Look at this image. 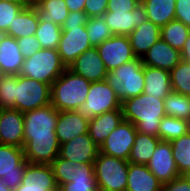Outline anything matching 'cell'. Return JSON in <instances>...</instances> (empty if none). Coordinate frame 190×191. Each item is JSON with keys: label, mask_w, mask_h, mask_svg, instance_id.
<instances>
[{"label": "cell", "mask_w": 190, "mask_h": 191, "mask_svg": "<svg viewBox=\"0 0 190 191\" xmlns=\"http://www.w3.org/2000/svg\"><path fill=\"white\" fill-rule=\"evenodd\" d=\"M17 75L0 74V109H15Z\"/></svg>", "instance_id": "38"}, {"label": "cell", "mask_w": 190, "mask_h": 191, "mask_svg": "<svg viewBox=\"0 0 190 191\" xmlns=\"http://www.w3.org/2000/svg\"><path fill=\"white\" fill-rule=\"evenodd\" d=\"M137 129L132 122L123 120L99 147V152L128 161Z\"/></svg>", "instance_id": "11"}, {"label": "cell", "mask_w": 190, "mask_h": 191, "mask_svg": "<svg viewBox=\"0 0 190 191\" xmlns=\"http://www.w3.org/2000/svg\"><path fill=\"white\" fill-rule=\"evenodd\" d=\"M106 24L114 35L128 36L135 27L148 20L145 8L140 2L132 12H106L103 15Z\"/></svg>", "instance_id": "18"}, {"label": "cell", "mask_w": 190, "mask_h": 191, "mask_svg": "<svg viewBox=\"0 0 190 191\" xmlns=\"http://www.w3.org/2000/svg\"><path fill=\"white\" fill-rule=\"evenodd\" d=\"M40 21L39 13L32 4L25 7L14 19L12 26L6 32V35L15 39L34 36Z\"/></svg>", "instance_id": "26"}, {"label": "cell", "mask_w": 190, "mask_h": 191, "mask_svg": "<svg viewBox=\"0 0 190 191\" xmlns=\"http://www.w3.org/2000/svg\"><path fill=\"white\" fill-rule=\"evenodd\" d=\"M1 2H13L16 4H22L25 7H28L33 4V0H0Z\"/></svg>", "instance_id": "49"}, {"label": "cell", "mask_w": 190, "mask_h": 191, "mask_svg": "<svg viewBox=\"0 0 190 191\" xmlns=\"http://www.w3.org/2000/svg\"><path fill=\"white\" fill-rule=\"evenodd\" d=\"M14 191H58L51 165L28 162L22 183Z\"/></svg>", "instance_id": "14"}, {"label": "cell", "mask_w": 190, "mask_h": 191, "mask_svg": "<svg viewBox=\"0 0 190 191\" xmlns=\"http://www.w3.org/2000/svg\"><path fill=\"white\" fill-rule=\"evenodd\" d=\"M58 191H98L94 163L76 162V174L73 182L60 185Z\"/></svg>", "instance_id": "28"}, {"label": "cell", "mask_w": 190, "mask_h": 191, "mask_svg": "<svg viewBox=\"0 0 190 191\" xmlns=\"http://www.w3.org/2000/svg\"><path fill=\"white\" fill-rule=\"evenodd\" d=\"M91 82L66 68L51 84V104L58 111H72L85 102Z\"/></svg>", "instance_id": "3"}, {"label": "cell", "mask_w": 190, "mask_h": 191, "mask_svg": "<svg viewBox=\"0 0 190 191\" xmlns=\"http://www.w3.org/2000/svg\"><path fill=\"white\" fill-rule=\"evenodd\" d=\"M96 48L108 72L137 58L133 53L128 36L114 35Z\"/></svg>", "instance_id": "12"}, {"label": "cell", "mask_w": 190, "mask_h": 191, "mask_svg": "<svg viewBox=\"0 0 190 191\" xmlns=\"http://www.w3.org/2000/svg\"><path fill=\"white\" fill-rule=\"evenodd\" d=\"M24 8L22 4L0 1V34H6L14 19Z\"/></svg>", "instance_id": "40"}, {"label": "cell", "mask_w": 190, "mask_h": 191, "mask_svg": "<svg viewBox=\"0 0 190 191\" xmlns=\"http://www.w3.org/2000/svg\"><path fill=\"white\" fill-rule=\"evenodd\" d=\"M88 16L85 12H69L62 26H83L87 24Z\"/></svg>", "instance_id": "46"}, {"label": "cell", "mask_w": 190, "mask_h": 191, "mask_svg": "<svg viewBox=\"0 0 190 191\" xmlns=\"http://www.w3.org/2000/svg\"><path fill=\"white\" fill-rule=\"evenodd\" d=\"M69 12H84L86 0H64Z\"/></svg>", "instance_id": "47"}, {"label": "cell", "mask_w": 190, "mask_h": 191, "mask_svg": "<svg viewBox=\"0 0 190 191\" xmlns=\"http://www.w3.org/2000/svg\"><path fill=\"white\" fill-rule=\"evenodd\" d=\"M161 38V28L151 21H145L141 26L135 27L128 39L133 53L142 58L146 52Z\"/></svg>", "instance_id": "23"}, {"label": "cell", "mask_w": 190, "mask_h": 191, "mask_svg": "<svg viewBox=\"0 0 190 191\" xmlns=\"http://www.w3.org/2000/svg\"><path fill=\"white\" fill-rule=\"evenodd\" d=\"M62 34L58 44V53L62 63L68 68L76 58L92 48L85 25L61 26Z\"/></svg>", "instance_id": "10"}, {"label": "cell", "mask_w": 190, "mask_h": 191, "mask_svg": "<svg viewBox=\"0 0 190 191\" xmlns=\"http://www.w3.org/2000/svg\"><path fill=\"white\" fill-rule=\"evenodd\" d=\"M59 111L50 103L24 112V156L29 163L50 165L59 155L55 133Z\"/></svg>", "instance_id": "1"}, {"label": "cell", "mask_w": 190, "mask_h": 191, "mask_svg": "<svg viewBox=\"0 0 190 191\" xmlns=\"http://www.w3.org/2000/svg\"><path fill=\"white\" fill-rule=\"evenodd\" d=\"M164 110L166 116L190 122V96L172 91L164 98Z\"/></svg>", "instance_id": "33"}, {"label": "cell", "mask_w": 190, "mask_h": 191, "mask_svg": "<svg viewBox=\"0 0 190 191\" xmlns=\"http://www.w3.org/2000/svg\"><path fill=\"white\" fill-rule=\"evenodd\" d=\"M172 154L178 172L181 174L190 168V131L171 141Z\"/></svg>", "instance_id": "36"}, {"label": "cell", "mask_w": 190, "mask_h": 191, "mask_svg": "<svg viewBox=\"0 0 190 191\" xmlns=\"http://www.w3.org/2000/svg\"><path fill=\"white\" fill-rule=\"evenodd\" d=\"M129 162L98 153L94 173L98 191H126Z\"/></svg>", "instance_id": "6"}, {"label": "cell", "mask_w": 190, "mask_h": 191, "mask_svg": "<svg viewBox=\"0 0 190 191\" xmlns=\"http://www.w3.org/2000/svg\"><path fill=\"white\" fill-rule=\"evenodd\" d=\"M190 131V122L172 116H164L159 123L158 137L161 141L171 142Z\"/></svg>", "instance_id": "31"}, {"label": "cell", "mask_w": 190, "mask_h": 191, "mask_svg": "<svg viewBox=\"0 0 190 191\" xmlns=\"http://www.w3.org/2000/svg\"><path fill=\"white\" fill-rule=\"evenodd\" d=\"M0 191H14V190L6 186L2 178H0Z\"/></svg>", "instance_id": "51"}, {"label": "cell", "mask_w": 190, "mask_h": 191, "mask_svg": "<svg viewBox=\"0 0 190 191\" xmlns=\"http://www.w3.org/2000/svg\"><path fill=\"white\" fill-rule=\"evenodd\" d=\"M180 176L190 183V168L182 172Z\"/></svg>", "instance_id": "50"}, {"label": "cell", "mask_w": 190, "mask_h": 191, "mask_svg": "<svg viewBox=\"0 0 190 191\" xmlns=\"http://www.w3.org/2000/svg\"><path fill=\"white\" fill-rule=\"evenodd\" d=\"M121 109V102L106 80L91 82L85 102L78 108L81 115L91 120L104 112Z\"/></svg>", "instance_id": "8"}, {"label": "cell", "mask_w": 190, "mask_h": 191, "mask_svg": "<svg viewBox=\"0 0 190 191\" xmlns=\"http://www.w3.org/2000/svg\"><path fill=\"white\" fill-rule=\"evenodd\" d=\"M144 74V94L164 99L173 90L170 81L169 71L143 66Z\"/></svg>", "instance_id": "24"}, {"label": "cell", "mask_w": 190, "mask_h": 191, "mask_svg": "<svg viewBox=\"0 0 190 191\" xmlns=\"http://www.w3.org/2000/svg\"><path fill=\"white\" fill-rule=\"evenodd\" d=\"M140 0H108L107 12H132Z\"/></svg>", "instance_id": "43"}, {"label": "cell", "mask_w": 190, "mask_h": 191, "mask_svg": "<svg viewBox=\"0 0 190 191\" xmlns=\"http://www.w3.org/2000/svg\"><path fill=\"white\" fill-rule=\"evenodd\" d=\"M66 66L62 63L58 50L41 49L33 56L25 58L19 73L36 81L51 84L64 72Z\"/></svg>", "instance_id": "5"}, {"label": "cell", "mask_w": 190, "mask_h": 191, "mask_svg": "<svg viewBox=\"0 0 190 191\" xmlns=\"http://www.w3.org/2000/svg\"><path fill=\"white\" fill-rule=\"evenodd\" d=\"M42 21L53 22L60 26L68 17L69 10L64 0H33Z\"/></svg>", "instance_id": "30"}, {"label": "cell", "mask_w": 190, "mask_h": 191, "mask_svg": "<svg viewBox=\"0 0 190 191\" xmlns=\"http://www.w3.org/2000/svg\"><path fill=\"white\" fill-rule=\"evenodd\" d=\"M143 66L141 58H136L108 72L106 81L121 103L144 92Z\"/></svg>", "instance_id": "4"}, {"label": "cell", "mask_w": 190, "mask_h": 191, "mask_svg": "<svg viewBox=\"0 0 190 191\" xmlns=\"http://www.w3.org/2000/svg\"><path fill=\"white\" fill-rule=\"evenodd\" d=\"M162 184L147 165L129 163L126 191H161Z\"/></svg>", "instance_id": "25"}, {"label": "cell", "mask_w": 190, "mask_h": 191, "mask_svg": "<svg viewBox=\"0 0 190 191\" xmlns=\"http://www.w3.org/2000/svg\"><path fill=\"white\" fill-rule=\"evenodd\" d=\"M24 57L15 38L0 34V74L19 75Z\"/></svg>", "instance_id": "21"}, {"label": "cell", "mask_w": 190, "mask_h": 191, "mask_svg": "<svg viewBox=\"0 0 190 191\" xmlns=\"http://www.w3.org/2000/svg\"><path fill=\"white\" fill-rule=\"evenodd\" d=\"M189 34L190 29L178 20H172L161 28V39L180 52Z\"/></svg>", "instance_id": "32"}, {"label": "cell", "mask_w": 190, "mask_h": 191, "mask_svg": "<svg viewBox=\"0 0 190 191\" xmlns=\"http://www.w3.org/2000/svg\"><path fill=\"white\" fill-rule=\"evenodd\" d=\"M58 187L67 182H73L76 174V162L57 156L50 164Z\"/></svg>", "instance_id": "39"}, {"label": "cell", "mask_w": 190, "mask_h": 191, "mask_svg": "<svg viewBox=\"0 0 190 191\" xmlns=\"http://www.w3.org/2000/svg\"><path fill=\"white\" fill-rule=\"evenodd\" d=\"M89 120L77 110L59 111L55 133L61 144L88 133Z\"/></svg>", "instance_id": "19"}, {"label": "cell", "mask_w": 190, "mask_h": 191, "mask_svg": "<svg viewBox=\"0 0 190 191\" xmlns=\"http://www.w3.org/2000/svg\"><path fill=\"white\" fill-rule=\"evenodd\" d=\"M161 191H190V183L181 176L162 184Z\"/></svg>", "instance_id": "45"}, {"label": "cell", "mask_w": 190, "mask_h": 191, "mask_svg": "<svg viewBox=\"0 0 190 191\" xmlns=\"http://www.w3.org/2000/svg\"><path fill=\"white\" fill-rule=\"evenodd\" d=\"M147 167L161 184L170 182L181 175L173 158L171 142L168 141L158 143Z\"/></svg>", "instance_id": "13"}, {"label": "cell", "mask_w": 190, "mask_h": 191, "mask_svg": "<svg viewBox=\"0 0 190 191\" xmlns=\"http://www.w3.org/2000/svg\"><path fill=\"white\" fill-rule=\"evenodd\" d=\"M121 109L124 120L132 122L137 132L158 137L159 123L166 116L164 99L142 93L124 100Z\"/></svg>", "instance_id": "2"}, {"label": "cell", "mask_w": 190, "mask_h": 191, "mask_svg": "<svg viewBox=\"0 0 190 191\" xmlns=\"http://www.w3.org/2000/svg\"><path fill=\"white\" fill-rule=\"evenodd\" d=\"M144 66L171 71L182 60L181 52L172 48L161 38L141 58Z\"/></svg>", "instance_id": "20"}, {"label": "cell", "mask_w": 190, "mask_h": 191, "mask_svg": "<svg viewBox=\"0 0 190 191\" xmlns=\"http://www.w3.org/2000/svg\"><path fill=\"white\" fill-rule=\"evenodd\" d=\"M50 90L51 87L48 84L17 75L15 109L24 113L49 105Z\"/></svg>", "instance_id": "7"}, {"label": "cell", "mask_w": 190, "mask_h": 191, "mask_svg": "<svg viewBox=\"0 0 190 191\" xmlns=\"http://www.w3.org/2000/svg\"><path fill=\"white\" fill-rule=\"evenodd\" d=\"M61 26L40 19L35 36L42 49H56L61 38Z\"/></svg>", "instance_id": "34"}, {"label": "cell", "mask_w": 190, "mask_h": 191, "mask_svg": "<svg viewBox=\"0 0 190 191\" xmlns=\"http://www.w3.org/2000/svg\"><path fill=\"white\" fill-rule=\"evenodd\" d=\"M175 20L181 21L190 29V0H176Z\"/></svg>", "instance_id": "44"}, {"label": "cell", "mask_w": 190, "mask_h": 191, "mask_svg": "<svg viewBox=\"0 0 190 191\" xmlns=\"http://www.w3.org/2000/svg\"><path fill=\"white\" fill-rule=\"evenodd\" d=\"M16 41L24 59L33 56L37 51L42 49L35 35L18 38Z\"/></svg>", "instance_id": "41"}, {"label": "cell", "mask_w": 190, "mask_h": 191, "mask_svg": "<svg viewBox=\"0 0 190 191\" xmlns=\"http://www.w3.org/2000/svg\"><path fill=\"white\" fill-rule=\"evenodd\" d=\"M153 24L162 28L175 20L176 0H140Z\"/></svg>", "instance_id": "27"}, {"label": "cell", "mask_w": 190, "mask_h": 191, "mask_svg": "<svg viewBox=\"0 0 190 191\" xmlns=\"http://www.w3.org/2000/svg\"><path fill=\"white\" fill-rule=\"evenodd\" d=\"M85 27L92 47H97L114 36L103 16L88 18Z\"/></svg>", "instance_id": "35"}, {"label": "cell", "mask_w": 190, "mask_h": 191, "mask_svg": "<svg viewBox=\"0 0 190 191\" xmlns=\"http://www.w3.org/2000/svg\"><path fill=\"white\" fill-rule=\"evenodd\" d=\"M0 144L24 147V113L0 109Z\"/></svg>", "instance_id": "15"}, {"label": "cell", "mask_w": 190, "mask_h": 191, "mask_svg": "<svg viewBox=\"0 0 190 191\" xmlns=\"http://www.w3.org/2000/svg\"><path fill=\"white\" fill-rule=\"evenodd\" d=\"M108 0H86L84 12L88 18L103 16L107 12Z\"/></svg>", "instance_id": "42"}, {"label": "cell", "mask_w": 190, "mask_h": 191, "mask_svg": "<svg viewBox=\"0 0 190 191\" xmlns=\"http://www.w3.org/2000/svg\"><path fill=\"white\" fill-rule=\"evenodd\" d=\"M169 73L172 90L190 96V63L181 60Z\"/></svg>", "instance_id": "37"}, {"label": "cell", "mask_w": 190, "mask_h": 191, "mask_svg": "<svg viewBox=\"0 0 190 191\" xmlns=\"http://www.w3.org/2000/svg\"><path fill=\"white\" fill-rule=\"evenodd\" d=\"M182 61L190 63V34L184 43V46L181 50Z\"/></svg>", "instance_id": "48"}, {"label": "cell", "mask_w": 190, "mask_h": 191, "mask_svg": "<svg viewBox=\"0 0 190 191\" xmlns=\"http://www.w3.org/2000/svg\"><path fill=\"white\" fill-rule=\"evenodd\" d=\"M99 153L97 146L89 133L79 135L60 145L59 157L79 163H94Z\"/></svg>", "instance_id": "16"}, {"label": "cell", "mask_w": 190, "mask_h": 191, "mask_svg": "<svg viewBox=\"0 0 190 191\" xmlns=\"http://www.w3.org/2000/svg\"><path fill=\"white\" fill-rule=\"evenodd\" d=\"M160 141L159 137L137 132L128 162L147 165Z\"/></svg>", "instance_id": "29"}, {"label": "cell", "mask_w": 190, "mask_h": 191, "mask_svg": "<svg viewBox=\"0 0 190 191\" xmlns=\"http://www.w3.org/2000/svg\"><path fill=\"white\" fill-rule=\"evenodd\" d=\"M68 69L90 82L106 80L108 74L96 47H92L79 55Z\"/></svg>", "instance_id": "17"}, {"label": "cell", "mask_w": 190, "mask_h": 191, "mask_svg": "<svg viewBox=\"0 0 190 191\" xmlns=\"http://www.w3.org/2000/svg\"><path fill=\"white\" fill-rule=\"evenodd\" d=\"M27 163L23 148L0 144V178L6 186L15 190L22 183Z\"/></svg>", "instance_id": "9"}, {"label": "cell", "mask_w": 190, "mask_h": 191, "mask_svg": "<svg viewBox=\"0 0 190 191\" xmlns=\"http://www.w3.org/2000/svg\"><path fill=\"white\" fill-rule=\"evenodd\" d=\"M124 120L122 109L104 112L89 120L88 133L97 146Z\"/></svg>", "instance_id": "22"}]
</instances>
